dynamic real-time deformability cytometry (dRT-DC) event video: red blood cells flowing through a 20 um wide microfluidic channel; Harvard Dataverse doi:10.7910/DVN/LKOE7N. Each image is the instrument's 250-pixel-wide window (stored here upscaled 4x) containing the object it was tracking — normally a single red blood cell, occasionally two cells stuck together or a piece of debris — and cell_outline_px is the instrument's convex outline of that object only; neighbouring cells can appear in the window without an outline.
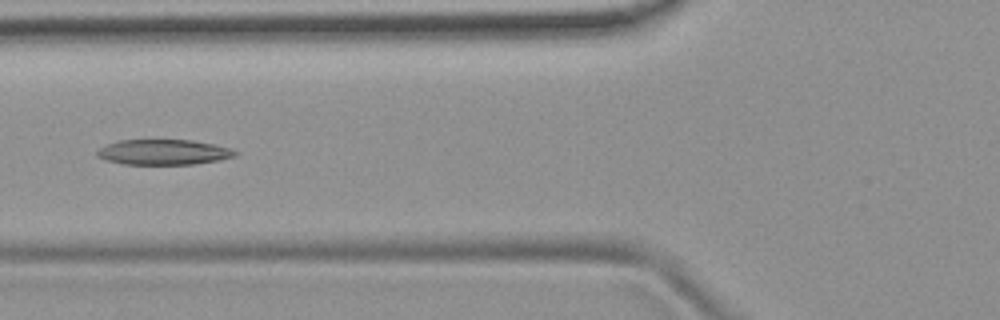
{"species": "common noctule bat (a hibernating species)", "species_latin": "Nyctalus noctula", "temperature_condition": "room temperature", "stored_images_in_passage": 4, "camera_frame_rate_fps": 3000, "um_per_image_px": 0.085, "animal": {"sex": "female", "body_mass_g": 19.9}, "frame": {"image": 1, "passage_image": 4, "time_ms": 1.0, "image_size_px": [1000, 320], "cell_outline_px": [[240, 152], [236, 156], [220, 160], [192, 164], [124, 164], [104, 160], [96, 156], [96, 152], [100, 148], [116, 140], [192, 140], [232, 148]], "centroid_in_image_um": [13.91, 12.93], "position_along_channel_um": 111.9, "area_um2": 20.46}}